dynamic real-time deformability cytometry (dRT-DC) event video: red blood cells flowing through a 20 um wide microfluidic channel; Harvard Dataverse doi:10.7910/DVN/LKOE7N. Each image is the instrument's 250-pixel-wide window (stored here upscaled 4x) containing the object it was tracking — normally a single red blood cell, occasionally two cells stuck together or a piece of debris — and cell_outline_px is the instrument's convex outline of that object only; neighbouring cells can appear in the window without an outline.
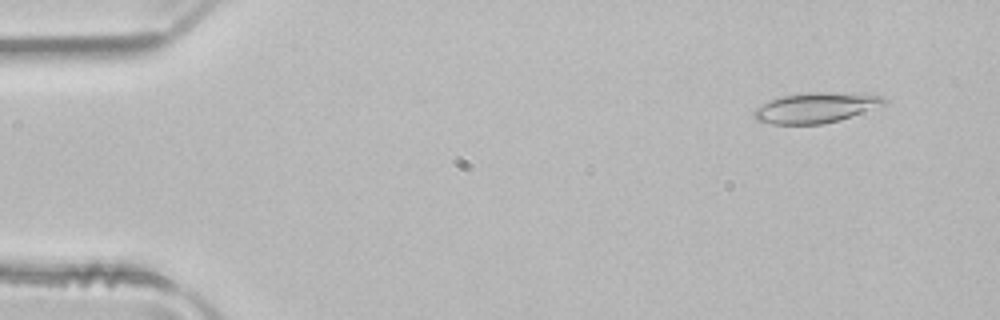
{"species": "common noctule bat (a hibernating species)", "species_latin": "Nyctalus noctula", "temperature_condition": "room temperature", "stored_images_in_passage": 50, "camera_frame_rate_fps": 3000, "um_per_image_px": 0.085, "animal": {"sex": "male", "body_mass_g": 21.5, "forearm_length_mm": 52.0}, "frame": {"image": 1, "passage_image": 4, "time_ms": 1.0, "image_size_px": [1000, 320], "cell_outline_px": [[888, 104], [840, 120], [824, 124], [772, 124], [756, 120], [752, 116], [752, 112], [756, 108], [780, 96], [808, 92], [864, 92], [884, 96], [888, 100]], "centroid_in_image_um": [69.44, 9.13], "position_along_channel_um": 15.6, "area_um2": 23.52}}
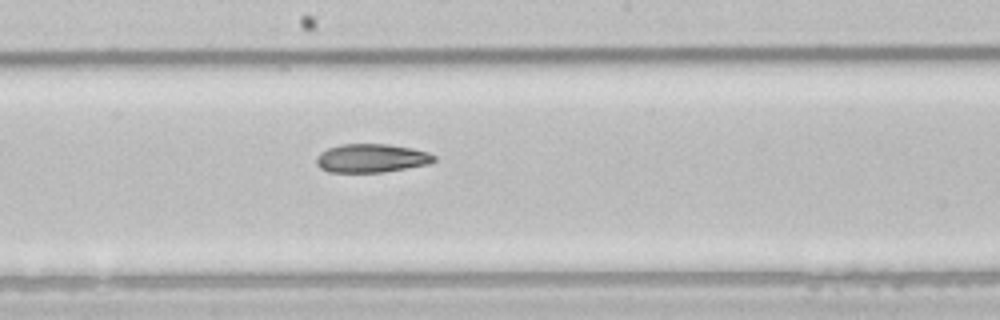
{"frame": {"image": 2, "passage_image": 27, "time_ms": 8.667, "image_size_px": [1000, 320], "cell_outline_px": [[436, 160], [428, 164], [380, 172], [328, 172], [320, 168], [316, 164], [316, 156], [320, 152], [328, 148], [340, 144], [388, 144], [412, 148], [428, 152], [436, 156]], "centroid_in_image_um": [31.54, 13.44], "position_along_channel_um": 216.7, "area_um2": 19.59}}
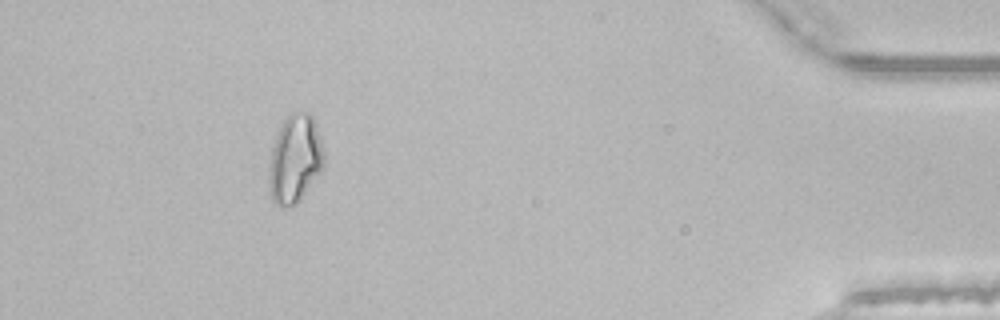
{"frame": {"image": 3, "passage_image": 46, "time_ms": 15.0, "image_size_px": [1000, 320], "cell_outline_px": [[324, 164], [320, 172], [304, 192], [292, 204], [284, 208], [280, 208], [272, 200], [268, 184], [268, 176], [272, 148], [276, 132], [284, 120], [292, 112], [308, 112], [312, 116], [316, 124], [324, 152]], "centroid_in_image_um": [25.05, 13.48], "position_along_channel_um": 410.2, "area_um2": 27.92}, "authors_computed_cell_mechanics": {"area_um2": 21.3571, "velocity_mm_per_s": 3.996, "shape_relaxation_time_tau1_ms": null, "shape_relaxation_time_tau2_ms": 4.8799, "deformation_change_tau1": null, "deformation_change_tau2": 0.1309}}